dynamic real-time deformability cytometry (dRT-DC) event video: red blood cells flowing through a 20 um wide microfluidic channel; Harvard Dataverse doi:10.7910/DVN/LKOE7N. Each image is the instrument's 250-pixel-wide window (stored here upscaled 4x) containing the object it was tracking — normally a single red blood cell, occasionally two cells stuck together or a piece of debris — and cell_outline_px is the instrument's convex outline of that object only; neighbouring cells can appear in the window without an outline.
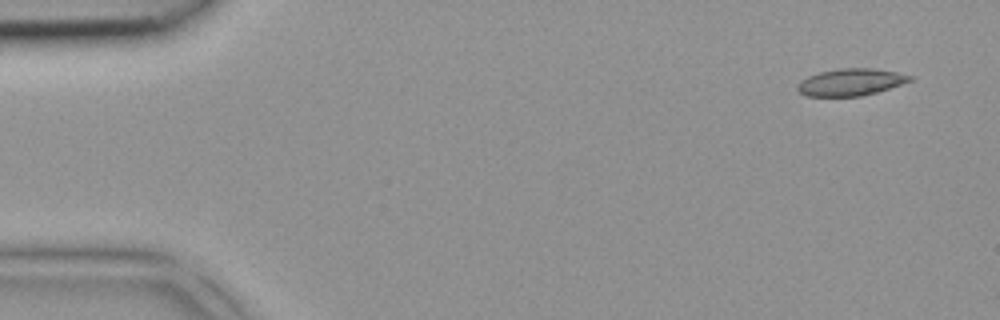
{"species": "common noctule bat (a hibernating species)", "species_latin": "Nyctalus noctula", "temperature_condition": "room temperature", "stored_images_in_passage": 3, "camera_frame_rate_fps": 3000, "um_per_image_px": 0.085, "animal": {"sex": "female", "body_mass_g": 18.4}, "frame": {"image": 1, "passage_image": 1, "time_ms": 0.0, "image_size_px": [1000, 320], "cell_outline_px": [[916, 76], [912, 80], [876, 92], [860, 96], [808, 96], [800, 92], [796, 88], [800, 80], [808, 76], [820, 72], [840, 68], [872, 68], [896, 72]], "centroid_in_image_um": [72.31, 6.97], "position_along_channel_um": 12.7, "area_um2": 17.57}}